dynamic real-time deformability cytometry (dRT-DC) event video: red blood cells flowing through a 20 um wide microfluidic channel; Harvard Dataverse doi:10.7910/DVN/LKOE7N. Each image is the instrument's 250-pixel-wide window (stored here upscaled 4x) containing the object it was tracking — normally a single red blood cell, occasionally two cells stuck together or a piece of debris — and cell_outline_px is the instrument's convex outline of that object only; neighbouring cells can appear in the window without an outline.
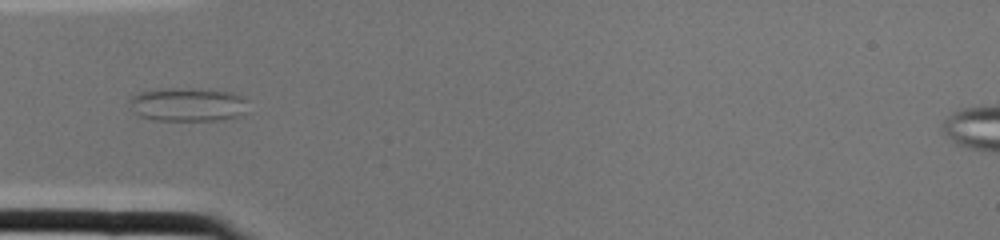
{"species": "common noctule bat (a hibernating species)", "species_latin": "Nyctalus noctula", "temperature_condition": "cold", "stored_images_in_passage": 2, "camera_frame_rate_fps": 3000, "um_per_image_px": 0.085, "animal": {"sex": "female", "body_mass_g": 22.0, "forearm_length_mm": 56.7}, "frame": {"image": 1, "passage_image": 2, "time_ms": 0.333, "image_size_px": [1000, 240], "cell_outline_px": [[248, 100], [240, 116], [224, 120], [152, 120], [140, 116], [132, 112], [128, 104], [128, 100], [132, 96], [140, 92], [164, 88], [200, 88], [232, 92]], "centroid_in_image_um": [15.91, 8.88], "position_along_channel_um": 69.1, "area_um2": 23.58}}